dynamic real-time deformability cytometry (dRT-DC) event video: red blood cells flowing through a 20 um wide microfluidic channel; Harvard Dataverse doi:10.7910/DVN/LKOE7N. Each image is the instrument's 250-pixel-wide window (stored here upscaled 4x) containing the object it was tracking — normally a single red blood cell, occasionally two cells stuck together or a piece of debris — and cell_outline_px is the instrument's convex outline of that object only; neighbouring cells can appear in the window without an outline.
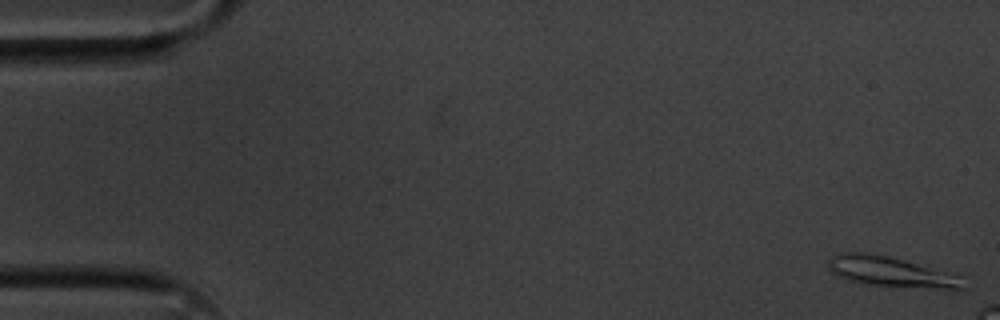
{"species": "common noctule bat (a hibernating species)", "species_latin": "Nyctalus noctula", "temperature_condition": "cold", "stored_images_in_passage": 8, "camera_frame_rate_fps": 3000, "um_per_image_px": 0.085, "animal": {"sex": "male", "body_mass_g": 20.1, "forearm_length_mm": 53.5}, "frame": {"image": 1, "passage_image": 1, "time_ms": 0.0, "image_size_px": [1000, 320], "cell_outline_px": [[964, 288], [944, 288], [868, 284], [848, 280], [832, 272], [828, 268], [828, 260], [836, 252], [864, 252], [888, 256], [904, 260], [948, 272], [960, 276]], "centroid_in_image_um": [75.62, 23.06], "position_along_channel_um": 9.4, "area_um2": 23.0}}